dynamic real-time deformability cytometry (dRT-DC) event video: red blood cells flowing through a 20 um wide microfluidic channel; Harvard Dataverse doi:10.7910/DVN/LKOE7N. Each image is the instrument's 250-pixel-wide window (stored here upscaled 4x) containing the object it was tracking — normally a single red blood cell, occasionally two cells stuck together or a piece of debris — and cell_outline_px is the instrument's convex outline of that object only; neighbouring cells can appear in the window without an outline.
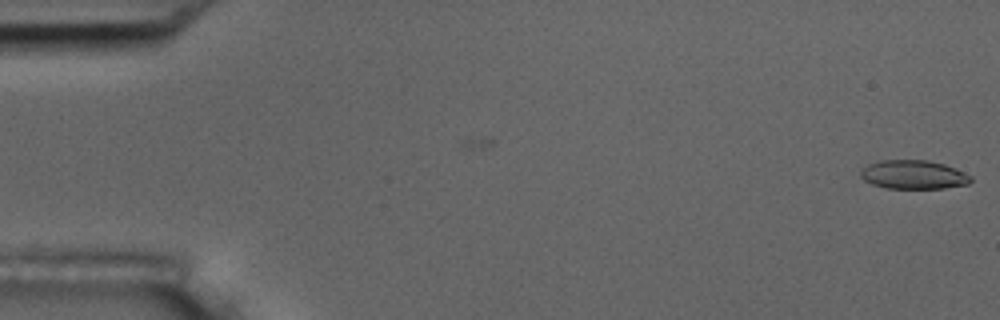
{"species": "common noctule bat (a hibernating species)", "species_latin": "Nyctalus noctula", "temperature_condition": "room temperature", "stored_images_in_passage": 2, "camera_frame_rate_fps": 3000, "um_per_image_px": 0.085, "animal": {"sex": "male", "body_mass_g": 17.5, "forearm_length_mm": 52.3}, "frame": {"image": 1, "passage_image": 2, "time_ms": 1.333, "image_size_px": [1000, 320], "cell_outline_px": [[972, 180], [968, 184], [944, 188], [888, 188], [872, 184], [864, 180], [860, 176], [860, 172], [868, 164], [880, 160], [928, 160], [944, 164], [972, 176]], "centroid_in_image_um": [77.64, 14.84], "position_along_channel_um": 7.4, "area_um2": 18.38}}